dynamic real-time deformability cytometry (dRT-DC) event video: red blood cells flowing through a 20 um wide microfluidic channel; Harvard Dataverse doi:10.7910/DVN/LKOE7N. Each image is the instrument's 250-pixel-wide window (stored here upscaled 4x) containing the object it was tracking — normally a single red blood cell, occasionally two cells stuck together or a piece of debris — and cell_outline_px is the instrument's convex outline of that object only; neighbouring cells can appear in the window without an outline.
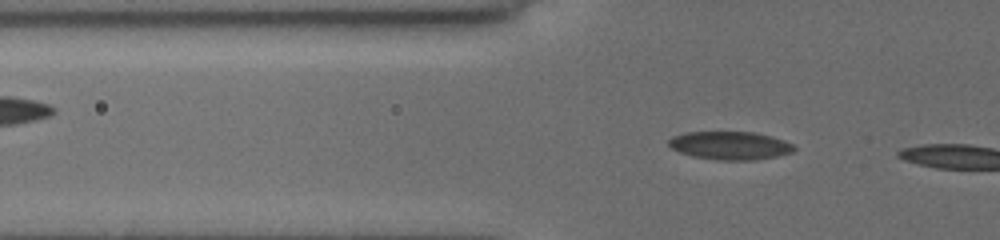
{"species": "common noctule bat (a hibernating species)", "species_latin": "Nyctalus noctula", "temperature_condition": "cold", "stored_images_in_passage": 38, "camera_frame_rate_fps": 3000, "um_per_image_px": 0.085, "animal": {"sex": "female", "body_mass_g": 19.5, "forearm_length_mm": 54.1}, "frame": {"image": 1, "passage_image": 10, "time_ms": 3.0, "image_size_px": [1000, 240], "cell_outline_px": [[796, 148], [792, 152], [776, 156], [756, 160], [716, 160], [692, 156], [680, 152], [672, 148], [668, 144], [668, 140], [672, 136], [684, 132], [752, 132], [772, 136], [784, 140], [792, 144]], "centroid_in_image_um": [62.04, 12.37], "position_along_channel_um": 63.8, "area_um2": 20.63}}
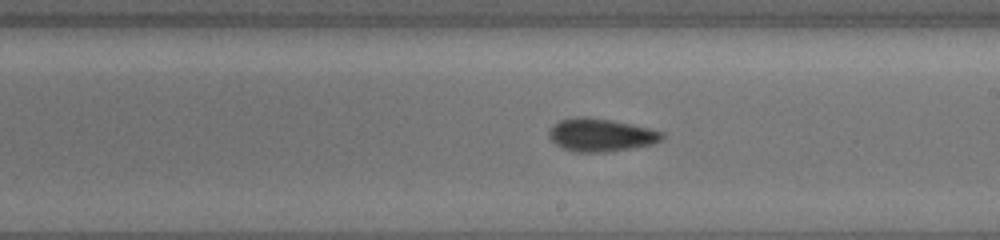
{"frame": {"image": 2, "passage_image": 24, "time_ms": 7.667, "image_size_px": [1000, 240], "cell_outline_px": [[664, 140], [652, 144], [604, 152], [576, 152], [564, 148], [556, 144], [548, 136], [548, 132], [552, 124], [560, 120], [584, 116], [612, 120], [648, 128], [664, 132]], "centroid_in_image_um": [51.07, 11.47], "position_along_channel_um": 237.9, "area_um2": 21.56}}
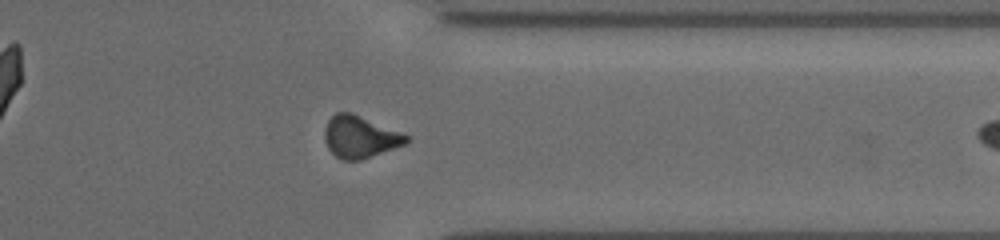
{"frame": {"image": 3, "passage_image": 35, "time_ms": 11.333, "image_size_px": [1000, 240], "cell_outline_px": [[412, 140], [408, 144], [360, 160], [344, 160], [336, 156], [328, 148], [324, 140], [324, 128], [328, 120], [336, 112], [352, 112], [412, 136]], "centroid_in_image_um": [30.65, 11.63], "position_along_channel_um": 380.7, "area_um2": 20.4}}